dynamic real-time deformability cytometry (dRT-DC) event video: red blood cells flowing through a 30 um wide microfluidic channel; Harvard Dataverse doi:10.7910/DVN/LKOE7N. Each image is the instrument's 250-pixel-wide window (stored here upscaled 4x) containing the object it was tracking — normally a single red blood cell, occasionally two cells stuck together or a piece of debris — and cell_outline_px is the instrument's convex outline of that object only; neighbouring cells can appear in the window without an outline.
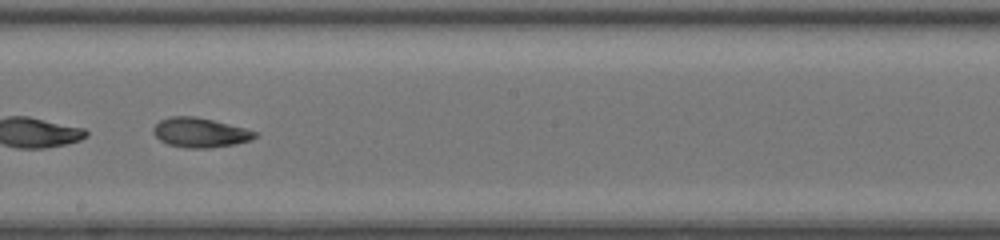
{"species": "common noctule bat (a hibernating species)", "species_latin": "Nyctalus noctula", "temperature_condition": "room temperature", "stored_images_in_passage": 51, "segment_of_instrument_passage": [2, 2], "camera_frame_rate_fps": 3000, "um_per_image_px": 0.085, "animal": {"sex": "female", "body_mass_g": 20.0, "forearm_length_mm": 54.0}, "frame": {"image": 1, "passage_image": 33, "time_ms": 10.667, "image_size_px": [1000, 240], "cell_outline_px": [[256, 136], [248, 140], [236, 144], [208, 148], [188, 148], [168, 144], [160, 140], [152, 132], [152, 128], [160, 120], [168, 116], [196, 116], [244, 128], [256, 132]], "centroid_in_image_um": [16.95, 11.26], "position_along_channel_um": 231.3, "area_um2": 17.34}}
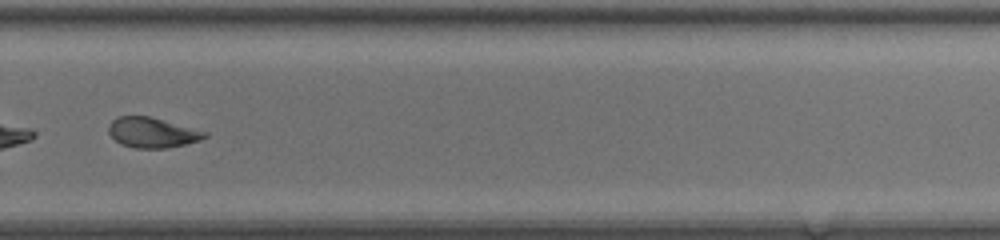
{"frame": {"image": 2, "passage_image": 39, "time_ms": 12.667, "image_size_px": [1000, 240], "cell_outline_px": [[208, 136], [200, 140], [168, 148], [132, 148], [120, 144], [108, 132], [108, 124], [116, 116], [148, 116], [208, 132]], "centroid_in_image_um": [12.91, 11.27], "position_along_channel_um": 316.9, "area_um2": 16.88}}